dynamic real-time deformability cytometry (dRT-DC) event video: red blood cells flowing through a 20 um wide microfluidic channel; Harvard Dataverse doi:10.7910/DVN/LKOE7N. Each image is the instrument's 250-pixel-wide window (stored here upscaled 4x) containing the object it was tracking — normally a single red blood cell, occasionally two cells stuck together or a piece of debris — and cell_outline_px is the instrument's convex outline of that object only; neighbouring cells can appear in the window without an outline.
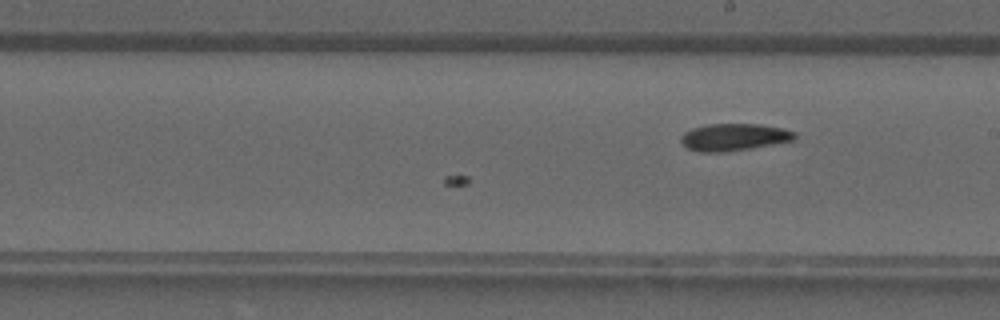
{"species": "common noctule bat (a hibernating species)", "species_latin": "Nyctalus noctula", "temperature_condition": "warm", "stored_images_in_passage": 14, "camera_frame_rate_fps": 3000, "um_per_image_px": 0.085, "animal": {"sex": "male", "forearm_length_mm": 52.5}, "frame": {"image": 1, "passage_image": 14, "time_ms": 4.333, "image_size_px": [1000, 320], "cell_outline_px": [[796, 140], [724, 152], [696, 152], [688, 148], [680, 140], [680, 136], [684, 132], [692, 128], [708, 124], [760, 124], [784, 128], [796, 132]], "centroid_in_image_um": [62.39, 11.65], "position_along_channel_um": 226.6, "area_um2": 18.03}}